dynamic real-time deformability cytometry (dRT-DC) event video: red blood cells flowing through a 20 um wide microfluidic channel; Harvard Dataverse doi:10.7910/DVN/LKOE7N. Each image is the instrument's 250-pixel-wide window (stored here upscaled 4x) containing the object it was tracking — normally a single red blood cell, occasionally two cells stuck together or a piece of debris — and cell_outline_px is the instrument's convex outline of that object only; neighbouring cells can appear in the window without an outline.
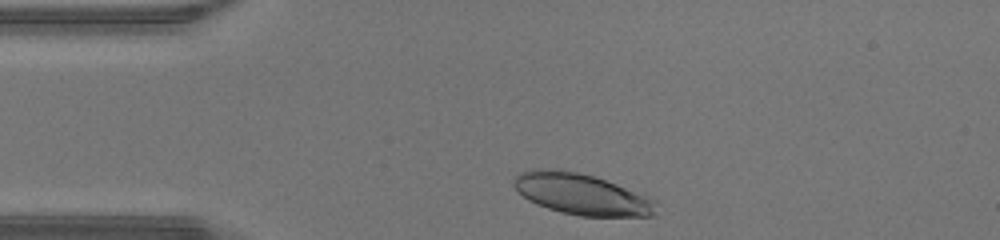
{"species": "human", "species_latin": "Homo sapiens", "temperature_condition": "warm", "stored_images_in_passage": 29, "camera_frame_rate_fps": 3000, "um_per_image_px": 0.085, "donor": {"sex": "male"}, "frame": {"image": 1, "passage_image": 2, "time_ms": 0.333, "image_size_px": [1000, 240], "cell_outline_px": [[656, 212], [652, 216], [580, 216], [560, 212], [536, 204], [528, 200], [512, 184], [512, 180], [520, 172], [540, 168], [556, 168], [576, 172], [592, 176], [616, 184], [644, 196], [652, 200]], "centroid_in_image_um": [49.35, 16.5], "position_along_channel_um": 35.7, "area_um2": 33.52}}
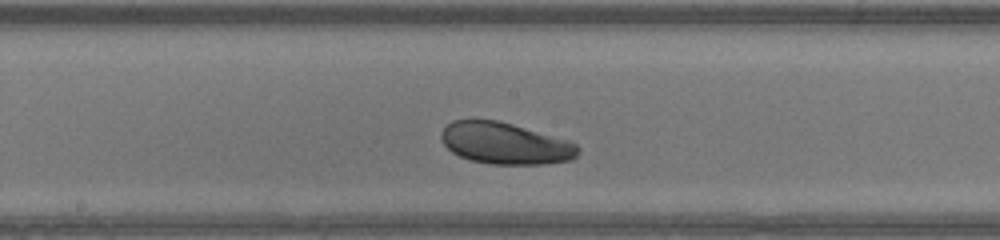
{"frame": {"image": 2, "passage_image": 16, "time_ms": 5.0, "image_size_px": [1000, 240], "cell_outline_px": [[580, 152], [572, 160], [544, 164], [488, 164], [468, 160], [452, 152], [444, 144], [440, 136], [440, 132], [452, 120], [472, 116], [496, 120], [512, 124], [568, 140], [576, 144], [580, 148]], "centroid_in_image_um": [42.89, 12.16], "position_along_channel_um": 205.3, "area_um2": 33.81}}
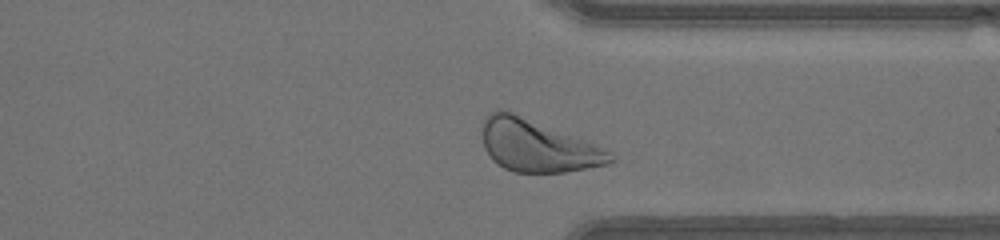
{"frame": {"image": 3, "passage_image": 27, "time_ms": 8.667, "image_size_px": [1000, 240], "cell_outline_px": [[616, 160], [608, 164], [564, 172], [512, 172], [504, 168], [492, 160], [484, 148], [480, 132], [484, 116], [488, 112], [496, 108], [500, 108], [512, 112], [604, 148], [616, 156]], "centroid_in_image_um": [45.61, 12.38], "position_along_channel_um": 365.8, "area_um2": 38.9}, "authors_computed_cell_mechanics": {"area_um2": 34.0442, "velocity_mm_per_s": 4.4202, "shape_relaxation_time_tau1_ms": 1.2134, "shape_relaxation_time_tau2_ms": 11.2662, "deformation_change_tau1": 0.0812, "deformation_change_tau2": 0.2519}}